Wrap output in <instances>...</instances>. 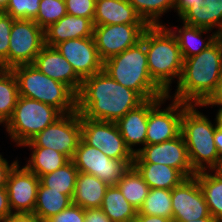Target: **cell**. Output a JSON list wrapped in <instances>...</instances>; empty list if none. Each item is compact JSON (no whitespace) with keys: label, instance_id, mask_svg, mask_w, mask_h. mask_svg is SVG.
Masks as SVG:
<instances>
[{"label":"cell","instance_id":"1","mask_svg":"<svg viewBox=\"0 0 222 222\" xmlns=\"http://www.w3.org/2000/svg\"><path fill=\"white\" fill-rule=\"evenodd\" d=\"M144 101L136 91L117 83L102 70L82 81L76 111L80 118L116 123Z\"/></svg>","mask_w":222,"mask_h":222},{"label":"cell","instance_id":"2","mask_svg":"<svg viewBox=\"0 0 222 222\" xmlns=\"http://www.w3.org/2000/svg\"><path fill=\"white\" fill-rule=\"evenodd\" d=\"M222 76V46L216 40L198 55L183 61L181 77L175 93L167 94L186 104L202 105L215 91Z\"/></svg>","mask_w":222,"mask_h":222},{"label":"cell","instance_id":"3","mask_svg":"<svg viewBox=\"0 0 222 222\" xmlns=\"http://www.w3.org/2000/svg\"><path fill=\"white\" fill-rule=\"evenodd\" d=\"M142 40L152 80L166 94H170L172 80L176 78L178 83L184 61L175 35L165 24L148 26Z\"/></svg>","mask_w":222,"mask_h":222},{"label":"cell","instance_id":"4","mask_svg":"<svg viewBox=\"0 0 222 222\" xmlns=\"http://www.w3.org/2000/svg\"><path fill=\"white\" fill-rule=\"evenodd\" d=\"M103 70L117 83L136 91L144 100L167 95L150 76L142 39L122 53L106 59Z\"/></svg>","mask_w":222,"mask_h":222},{"label":"cell","instance_id":"5","mask_svg":"<svg viewBox=\"0 0 222 222\" xmlns=\"http://www.w3.org/2000/svg\"><path fill=\"white\" fill-rule=\"evenodd\" d=\"M197 107L200 109V105L189 104L183 110L181 118V134L191 166L196 173L212 170L220 159L214 142L216 123L212 124Z\"/></svg>","mask_w":222,"mask_h":222},{"label":"cell","instance_id":"6","mask_svg":"<svg viewBox=\"0 0 222 222\" xmlns=\"http://www.w3.org/2000/svg\"><path fill=\"white\" fill-rule=\"evenodd\" d=\"M11 70L17 80L19 96L51 105L62 114L76 111V94L67 85L43 74L33 64Z\"/></svg>","mask_w":222,"mask_h":222},{"label":"cell","instance_id":"7","mask_svg":"<svg viewBox=\"0 0 222 222\" xmlns=\"http://www.w3.org/2000/svg\"><path fill=\"white\" fill-rule=\"evenodd\" d=\"M63 114L55 107L40 101L19 96L12 117L5 130L18 147L29 142Z\"/></svg>","mask_w":222,"mask_h":222},{"label":"cell","instance_id":"8","mask_svg":"<svg viewBox=\"0 0 222 222\" xmlns=\"http://www.w3.org/2000/svg\"><path fill=\"white\" fill-rule=\"evenodd\" d=\"M80 139L81 118L75 111L63 114L23 146L50 148L72 160Z\"/></svg>","mask_w":222,"mask_h":222},{"label":"cell","instance_id":"9","mask_svg":"<svg viewBox=\"0 0 222 222\" xmlns=\"http://www.w3.org/2000/svg\"><path fill=\"white\" fill-rule=\"evenodd\" d=\"M81 139L111 159L133 164L134 155L125 145L115 122L81 118Z\"/></svg>","mask_w":222,"mask_h":222},{"label":"cell","instance_id":"10","mask_svg":"<svg viewBox=\"0 0 222 222\" xmlns=\"http://www.w3.org/2000/svg\"><path fill=\"white\" fill-rule=\"evenodd\" d=\"M44 46V30L34 20L14 19L10 33L8 69L32 64Z\"/></svg>","mask_w":222,"mask_h":222},{"label":"cell","instance_id":"11","mask_svg":"<svg viewBox=\"0 0 222 222\" xmlns=\"http://www.w3.org/2000/svg\"><path fill=\"white\" fill-rule=\"evenodd\" d=\"M72 161L78 172L94 175L106 184H118L124 173L133 164L111 159L100 149L91 147L80 139Z\"/></svg>","mask_w":222,"mask_h":222},{"label":"cell","instance_id":"12","mask_svg":"<svg viewBox=\"0 0 222 222\" xmlns=\"http://www.w3.org/2000/svg\"><path fill=\"white\" fill-rule=\"evenodd\" d=\"M170 98L162 97L150 110L147 120L146 145L158 144L175 139L181 134V118L183 110L189 105L172 99L165 109L162 104Z\"/></svg>","mask_w":222,"mask_h":222},{"label":"cell","instance_id":"13","mask_svg":"<svg viewBox=\"0 0 222 222\" xmlns=\"http://www.w3.org/2000/svg\"><path fill=\"white\" fill-rule=\"evenodd\" d=\"M133 163L165 164L179 170L186 178L194 177L196 174L191 166L182 134L175 139L137 149Z\"/></svg>","mask_w":222,"mask_h":222},{"label":"cell","instance_id":"14","mask_svg":"<svg viewBox=\"0 0 222 222\" xmlns=\"http://www.w3.org/2000/svg\"><path fill=\"white\" fill-rule=\"evenodd\" d=\"M147 27V24L94 25L93 37L100 58L105 61L136 45Z\"/></svg>","mask_w":222,"mask_h":222},{"label":"cell","instance_id":"15","mask_svg":"<svg viewBox=\"0 0 222 222\" xmlns=\"http://www.w3.org/2000/svg\"><path fill=\"white\" fill-rule=\"evenodd\" d=\"M172 221L213 218L210 215L197 178H186L171 190Z\"/></svg>","mask_w":222,"mask_h":222},{"label":"cell","instance_id":"16","mask_svg":"<svg viewBox=\"0 0 222 222\" xmlns=\"http://www.w3.org/2000/svg\"><path fill=\"white\" fill-rule=\"evenodd\" d=\"M55 48L82 80L103 70L104 61L99 56L94 37L70 39Z\"/></svg>","mask_w":222,"mask_h":222},{"label":"cell","instance_id":"17","mask_svg":"<svg viewBox=\"0 0 222 222\" xmlns=\"http://www.w3.org/2000/svg\"><path fill=\"white\" fill-rule=\"evenodd\" d=\"M19 162L10 171L6 190L12 213H33L40 178Z\"/></svg>","mask_w":222,"mask_h":222},{"label":"cell","instance_id":"18","mask_svg":"<svg viewBox=\"0 0 222 222\" xmlns=\"http://www.w3.org/2000/svg\"><path fill=\"white\" fill-rule=\"evenodd\" d=\"M32 64L43 74L67 85L76 95L78 94L83 80L55 47L45 45Z\"/></svg>","mask_w":222,"mask_h":222},{"label":"cell","instance_id":"19","mask_svg":"<svg viewBox=\"0 0 222 222\" xmlns=\"http://www.w3.org/2000/svg\"><path fill=\"white\" fill-rule=\"evenodd\" d=\"M161 98H153L145 100L137 108L129 111L124 117L116 122L121 136L124 139L125 145L133 155L137 153V148L134 146L142 144L146 145L147 120L149 110Z\"/></svg>","mask_w":222,"mask_h":222},{"label":"cell","instance_id":"20","mask_svg":"<svg viewBox=\"0 0 222 222\" xmlns=\"http://www.w3.org/2000/svg\"><path fill=\"white\" fill-rule=\"evenodd\" d=\"M93 32L94 24L90 19L66 14L44 30L45 45L55 47L70 39L93 37Z\"/></svg>","mask_w":222,"mask_h":222},{"label":"cell","instance_id":"21","mask_svg":"<svg viewBox=\"0 0 222 222\" xmlns=\"http://www.w3.org/2000/svg\"><path fill=\"white\" fill-rule=\"evenodd\" d=\"M94 25L146 24L128 0H96Z\"/></svg>","mask_w":222,"mask_h":222},{"label":"cell","instance_id":"22","mask_svg":"<svg viewBox=\"0 0 222 222\" xmlns=\"http://www.w3.org/2000/svg\"><path fill=\"white\" fill-rule=\"evenodd\" d=\"M184 24L219 32L222 27V0H195L180 17Z\"/></svg>","mask_w":222,"mask_h":222},{"label":"cell","instance_id":"23","mask_svg":"<svg viewBox=\"0 0 222 222\" xmlns=\"http://www.w3.org/2000/svg\"><path fill=\"white\" fill-rule=\"evenodd\" d=\"M182 24L180 28L175 26L177 30L169 29L177 39L183 60L198 55L217 40V33L215 31L209 34L211 36L206 37L207 39H203L202 35L212 30Z\"/></svg>","mask_w":222,"mask_h":222},{"label":"cell","instance_id":"24","mask_svg":"<svg viewBox=\"0 0 222 222\" xmlns=\"http://www.w3.org/2000/svg\"><path fill=\"white\" fill-rule=\"evenodd\" d=\"M108 187L96 176L78 172L72 203L83 209L100 208Z\"/></svg>","mask_w":222,"mask_h":222},{"label":"cell","instance_id":"25","mask_svg":"<svg viewBox=\"0 0 222 222\" xmlns=\"http://www.w3.org/2000/svg\"><path fill=\"white\" fill-rule=\"evenodd\" d=\"M133 166L141 174L150 189L172 190L186 179L179 170L165 164L133 163Z\"/></svg>","mask_w":222,"mask_h":222},{"label":"cell","instance_id":"26","mask_svg":"<svg viewBox=\"0 0 222 222\" xmlns=\"http://www.w3.org/2000/svg\"><path fill=\"white\" fill-rule=\"evenodd\" d=\"M71 204L72 198L69 195L62 194L60 191L52 190L39 183L33 213L42 222H45Z\"/></svg>","mask_w":222,"mask_h":222},{"label":"cell","instance_id":"27","mask_svg":"<svg viewBox=\"0 0 222 222\" xmlns=\"http://www.w3.org/2000/svg\"><path fill=\"white\" fill-rule=\"evenodd\" d=\"M111 222H130L138 210L123 196L116 185H110L104 195L101 207Z\"/></svg>","mask_w":222,"mask_h":222},{"label":"cell","instance_id":"28","mask_svg":"<svg viewBox=\"0 0 222 222\" xmlns=\"http://www.w3.org/2000/svg\"><path fill=\"white\" fill-rule=\"evenodd\" d=\"M195 177L203 192L210 215L217 222H222V178L212 170L197 172Z\"/></svg>","mask_w":222,"mask_h":222},{"label":"cell","instance_id":"29","mask_svg":"<svg viewBox=\"0 0 222 222\" xmlns=\"http://www.w3.org/2000/svg\"><path fill=\"white\" fill-rule=\"evenodd\" d=\"M29 149H31L32 153L25 167L39 178L54 172L69 161L64 154L50 148L29 147Z\"/></svg>","mask_w":222,"mask_h":222},{"label":"cell","instance_id":"30","mask_svg":"<svg viewBox=\"0 0 222 222\" xmlns=\"http://www.w3.org/2000/svg\"><path fill=\"white\" fill-rule=\"evenodd\" d=\"M116 186L122 192L125 199L137 210L141 208L150 190V187L134 166H130L127 169Z\"/></svg>","mask_w":222,"mask_h":222},{"label":"cell","instance_id":"31","mask_svg":"<svg viewBox=\"0 0 222 222\" xmlns=\"http://www.w3.org/2000/svg\"><path fill=\"white\" fill-rule=\"evenodd\" d=\"M78 170L72 160H69L65 165L56 169L54 172L45 174L40 177V183L55 191H60L62 194L73 197Z\"/></svg>","mask_w":222,"mask_h":222},{"label":"cell","instance_id":"32","mask_svg":"<svg viewBox=\"0 0 222 222\" xmlns=\"http://www.w3.org/2000/svg\"><path fill=\"white\" fill-rule=\"evenodd\" d=\"M19 98L18 84L11 69L0 76V123L4 125L12 117Z\"/></svg>","mask_w":222,"mask_h":222},{"label":"cell","instance_id":"33","mask_svg":"<svg viewBox=\"0 0 222 222\" xmlns=\"http://www.w3.org/2000/svg\"><path fill=\"white\" fill-rule=\"evenodd\" d=\"M140 214L156 215L172 220L171 190L162 188H152L145 198Z\"/></svg>","mask_w":222,"mask_h":222},{"label":"cell","instance_id":"34","mask_svg":"<svg viewBox=\"0 0 222 222\" xmlns=\"http://www.w3.org/2000/svg\"><path fill=\"white\" fill-rule=\"evenodd\" d=\"M148 26L162 25L160 18L174 9V0H128Z\"/></svg>","mask_w":222,"mask_h":222},{"label":"cell","instance_id":"35","mask_svg":"<svg viewBox=\"0 0 222 222\" xmlns=\"http://www.w3.org/2000/svg\"><path fill=\"white\" fill-rule=\"evenodd\" d=\"M67 14L65 0H41L37 16L33 19L43 30Z\"/></svg>","mask_w":222,"mask_h":222},{"label":"cell","instance_id":"36","mask_svg":"<svg viewBox=\"0 0 222 222\" xmlns=\"http://www.w3.org/2000/svg\"><path fill=\"white\" fill-rule=\"evenodd\" d=\"M41 0H10L4 13L10 15L13 19H31L33 20L39 11Z\"/></svg>","mask_w":222,"mask_h":222},{"label":"cell","instance_id":"37","mask_svg":"<svg viewBox=\"0 0 222 222\" xmlns=\"http://www.w3.org/2000/svg\"><path fill=\"white\" fill-rule=\"evenodd\" d=\"M14 19L4 13L0 12V61L3 62L8 69V54L10 33Z\"/></svg>","mask_w":222,"mask_h":222},{"label":"cell","instance_id":"38","mask_svg":"<svg viewBox=\"0 0 222 222\" xmlns=\"http://www.w3.org/2000/svg\"><path fill=\"white\" fill-rule=\"evenodd\" d=\"M67 14L90 19L95 16L96 0H65Z\"/></svg>","mask_w":222,"mask_h":222},{"label":"cell","instance_id":"39","mask_svg":"<svg viewBox=\"0 0 222 222\" xmlns=\"http://www.w3.org/2000/svg\"><path fill=\"white\" fill-rule=\"evenodd\" d=\"M84 219L85 209L72 203L69 207L45 222H84Z\"/></svg>","mask_w":222,"mask_h":222},{"label":"cell","instance_id":"40","mask_svg":"<svg viewBox=\"0 0 222 222\" xmlns=\"http://www.w3.org/2000/svg\"><path fill=\"white\" fill-rule=\"evenodd\" d=\"M18 162V159H16L9 164L8 160L3 158L0 153V188H6L8 175Z\"/></svg>","mask_w":222,"mask_h":222},{"label":"cell","instance_id":"41","mask_svg":"<svg viewBox=\"0 0 222 222\" xmlns=\"http://www.w3.org/2000/svg\"><path fill=\"white\" fill-rule=\"evenodd\" d=\"M217 106L222 108V76L219 79L215 91L209 96V98L200 107Z\"/></svg>","mask_w":222,"mask_h":222},{"label":"cell","instance_id":"42","mask_svg":"<svg viewBox=\"0 0 222 222\" xmlns=\"http://www.w3.org/2000/svg\"><path fill=\"white\" fill-rule=\"evenodd\" d=\"M84 222H111L101 208L85 209Z\"/></svg>","mask_w":222,"mask_h":222},{"label":"cell","instance_id":"43","mask_svg":"<svg viewBox=\"0 0 222 222\" xmlns=\"http://www.w3.org/2000/svg\"><path fill=\"white\" fill-rule=\"evenodd\" d=\"M0 222H42L34 213H12Z\"/></svg>","mask_w":222,"mask_h":222},{"label":"cell","instance_id":"44","mask_svg":"<svg viewBox=\"0 0 222 222\" xmlns=\"http://www.w3.org/2000/svg\"><path fill=\"white\" fill-rule=\"evenodd\" d=\"M12 211L9 206L8 193L6 188H0V221L5 220Z\"/></svg>","mask_w":222,"mask_h":222},{"label":"cell","instance_id":"45","mask_svg":"<svg viewBox=\"0 0 222 222\" xmlns=\"http://www.w3.org/2000/svg\"><path fill=\"white\" fill-rule=\"evenodd\" d=\"M130 222H172L169 218H164L156 215H146L137 212V215Z\"/></svg>","mask_w":222,"mask_h":222},{"label":"cell","instance_id":"46","mask_svg":"<svg viewBox=\"0 0 222 222\" xmlns=\"http://www.w3.org/2000/svg\"><path fill=\"white\" fill-rule=\"evenodd\" d=\"M195 0H174V11L177 12V16H181L191 5H193Z\"/></svg>","mask_w":222,"mask_h":222},{"label":"cell","instance_id":"47","mask_svg":"<svg viewBox=\"0 0 222 222\" xmlns=\"http://www.w3.org/2000/svg\"><path fill=\"white\" fill-rule=\"evenodd\" d=\"M214 142L219 154V158L222 157V128L216 127L214 133Z\"/></svg>","mask_w":222,"mask_h":222},{"label":"cell","instance_id":"48","mask_svg":"<svg viewBox=\"0 0 222 222\" xmlns=\"http://www.w3.org/2000/svg\"><path fill=\"white\" fill-rule=\"evenodd\" d=\"M212 171L222 178V157L218 160L217 165L212 169Z\"/></svg>","mask_w":222,"mask_h":222},{"label":"cell","instance_id":"49","mask_svg":"<svg viewBox=\"0 0 222 222\" xmlns=\"http://www.w3.org/2000/svg\"><path fill=\"white\" fill-rule=\"evenodd\" d=\"M216 126L219 128H222V108H219L217 113H216V118H214Z\"/></svg>","mask_w":222,"mask_h":222},{"label":"cell","instance_id":"50","mask_svg":"<svg viewBox=\"0 0 222 222\" xmlns=\"http://www.w3.org/2000/svg\"><path fill=\"white\" fill-rule=\"evenodd\" d=\"M172 222H217L214 218H201L191 221H172Z\"/></svg>","mask_w":222,"mask_h":222},{"label":"cell","instance_id":"51","mask_svg":"<svg viewBox=\"0 0 222 222\" xmlns=\"http://www.w3.org/2000/svg\"><path fill=\"white\" fill-rule=\"evenodd\" d=\"M10 0H0V12L4 11Z\"/></svg>","mask_w":222,"mask_h":222},{"label":"cell","instance_id":"52","mask_svg":"<svg viewBox=\"0 0 222 222\" xmlns=\"http://www.w3.org/2000/svg\"><path fill=\"white\" fill-rule=\"evenodd\" d=\"M8 69L6 68L5 64L0 61V76L4 74Z\"/></svg>","mask_w":222,"mask_h":222},{"label":"cell","instance_id":"53","mask_svg":"<svg viewBox=\"0 0 222 222\" xmlns=\"http://www.w3.org/2000/svg\"><path fill=\"white\" fill-rule=\"evenodd\" d=\"M217 40L220 42L222 46V27L220 28L219 32L217 33Z\"/></svg>","mask_w":222,"mask_h":222}]
</instances>
